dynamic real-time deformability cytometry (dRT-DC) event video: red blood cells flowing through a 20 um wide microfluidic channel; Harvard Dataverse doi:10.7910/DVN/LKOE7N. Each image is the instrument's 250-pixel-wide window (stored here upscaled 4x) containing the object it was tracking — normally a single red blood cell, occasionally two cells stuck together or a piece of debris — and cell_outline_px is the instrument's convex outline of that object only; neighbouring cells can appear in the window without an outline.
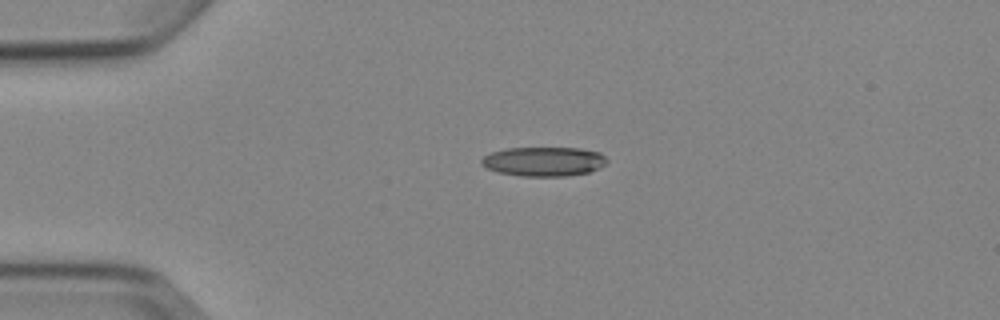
{"species": "Egyptian fruit bat (a non-hibernating species)", "species_latin": "Rousettus aegyptiacus", "temperature_condition": "cold", "stored_images_in_passage": 3, "camera_frame_rate_fps": 3000, "um_per_image_px": 0.085, "animal": {"sex": "female"}, "frame": {"image": 1, "passage_image": 1, "time_ms": 0.0, "image_size_px": [1000, 320], "cell_outline_px": [[608, 160], [600, 168], [588, 172], [568, 176], [520, 176], [496, 172], [480, 164], [480, 160], [484, 156], [492, 152], [504, 148], [580, 148], [600, 152]], "centroid_in_image_um": [46.21, 13.73], "position_along_channel_um": 38.8, "area_um2": 21.56}}
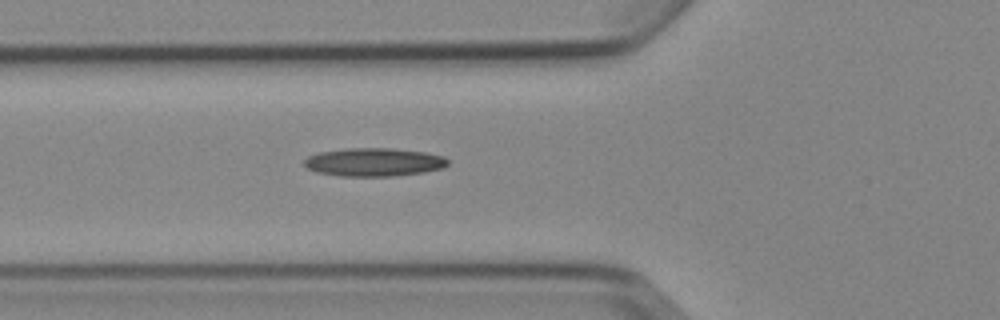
{"frame": {"image": 2, "passage_image": 3, "time_ms": 2.333, "image_size_px": [1000, 320], "cell_outline_px": [[448, 164], [444, 168], [424, 172], [392, 176], [340, 176], [316, 172], [308, 168], [304, 164], [304, 160], [308, 156], [320, 152], [348, 148], [392, 148], [424, 152], [444, 156], [448, 160]], "centroid_in_image_um": [31.8, 13.78], "position_along_channel_um": 94.0, "area_um2": 23.7}}